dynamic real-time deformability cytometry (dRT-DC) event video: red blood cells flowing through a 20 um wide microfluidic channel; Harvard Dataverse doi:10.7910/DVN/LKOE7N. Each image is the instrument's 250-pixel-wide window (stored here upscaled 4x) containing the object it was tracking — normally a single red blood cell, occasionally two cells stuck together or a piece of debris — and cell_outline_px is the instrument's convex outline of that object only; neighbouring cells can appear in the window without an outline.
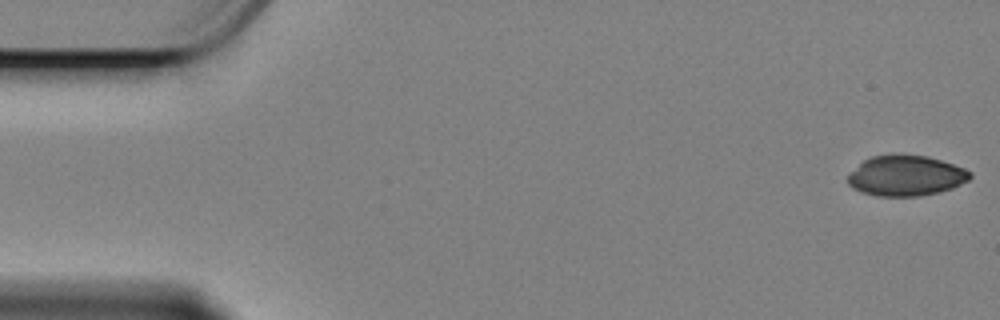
{"species": "Egyptian fruit bat (a non-hibernating species)", "species_latin": "Rousettus aegyptiacus", "temperature_condition": "cold", "stored_images_in_passage": 58, "camera_frame_rate_fps": 3000, "um_per_image_px": 0.085, "animal": {"sex": "female"}, "frame": {"image": 1, "passage_image": 1, "time_ms": 0.0, "image_size_px": [1000, 320], "cell_outline_px": [[972, 176], [968, 180], [952, 188], [940, 192], [920, 196], [876, 196], [852, 188], [848, 184], [848, 176], [864, 160], [872, 156], [892, 152], [900, 152], [928, 156], [964, 168], [972, 172]], "centroid_in_image_um": [77.01, 14.9], "position_along_channel_um": 8.0, "area_um2": 29.19}}
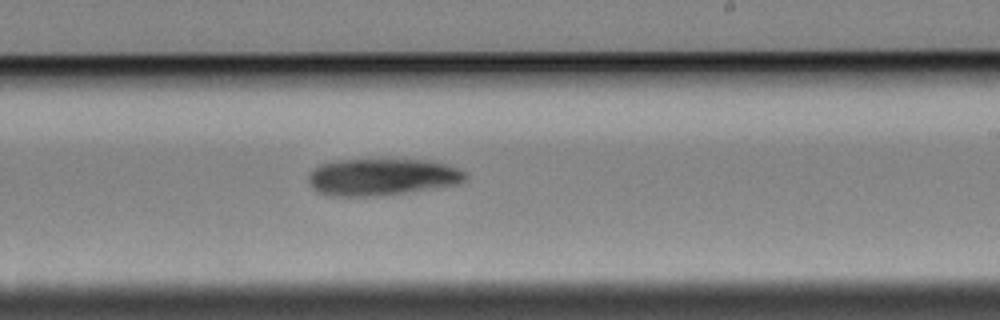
{"frame": {"image": 2, "passage_image": 34, "time_ms": 11.0, "image_size_px": [1000, 320], "cell_outline_px": [[468, 176], [460, 184], [376, 196], [324, 196], [316, 192], [312, 188], [308, 180], [308, 176], [320, 164], [340, 160], [432, 160], [468, 172]], "centroid_in_image_um": [32.46, 15.05], "position_along_channel_um": 256.5, "area_um2": 33.7}}
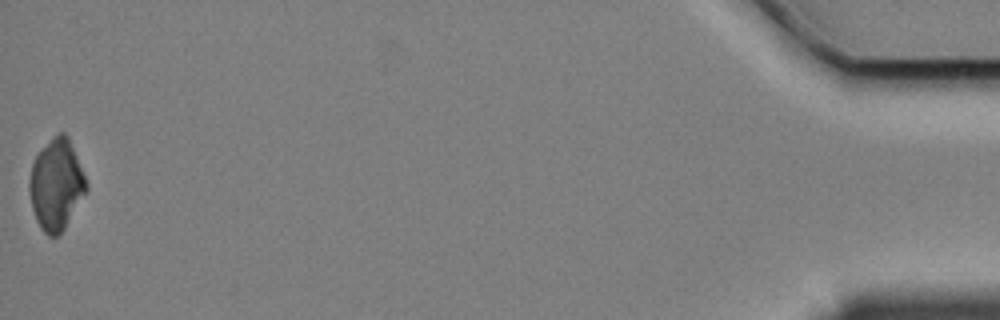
{"frame": {"image": 3, "passage_image": 58, "time_ms": 19.0, "image_size_px": [1000, 320], "cell_outline_px": [[88, 188], [64, 228], [56, 236], [48, 236], [40, 228], [36, 220], [32, 208], [28, 188], [28, 180], [32, 164], [36, 156], [52, 136], [60, 132], [64, 132], [68, 136], [88, 184]], "centroid_in_image_um": [4.76, 15.68], "position_along_channel_um": 430.4, "area_um2": 29.88}}